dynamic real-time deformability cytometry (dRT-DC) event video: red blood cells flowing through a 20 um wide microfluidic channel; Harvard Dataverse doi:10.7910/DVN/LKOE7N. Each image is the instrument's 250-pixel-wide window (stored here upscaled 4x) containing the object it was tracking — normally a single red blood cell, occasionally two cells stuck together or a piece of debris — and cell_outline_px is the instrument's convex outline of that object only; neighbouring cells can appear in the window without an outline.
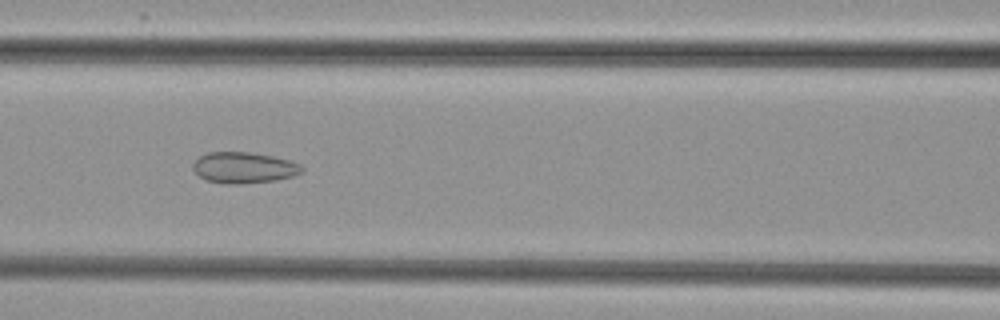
{"species": "common noctule bat (a hibernating species)", "species_latin": "Nyctalus noctula", "temperature_condition": "cold", "stored_images_in_passage": 46, "camera_frame_rate_fps": 3000, "um_per_image_px": 0.085, "animal": {"sex": "female", "body_mass_g": 29.2, "forearm_length_mm": 56.3}, "frame": {"image": 1, "passage_image": 16, "time_ms": 5.0, "image_size_px": [1000, 320], "cell_outline_px": [[304, 172], [292, 176], [276, 180], [244, 184], [224, 184], [204, 180], [192, 168], [192, 164], [200, 156], [208, 152], [248, 152], [272, 156], [288, 160], [300, 164], [304, 168]], "centroid_in_image_um": [20.72, 14.26], "position_along_channel_um": 145.9, "area_um2": 19.83}}
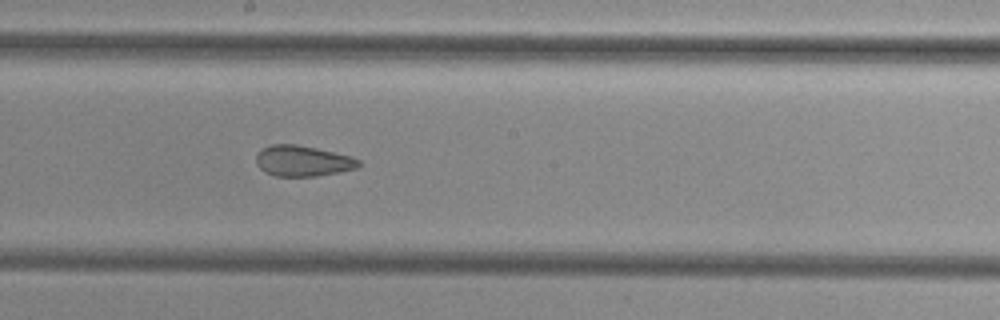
{"frame": {"image": 2, "passage_image": 22, "time_ms": 7.0, "image_size_px": [1000, 320], "cell_outline_px": [[360, 168], [340, 172], [316, 176], [276, 176], [264, 172], [256, 164], [256, 156], [264, 148], [272, 144], [296, 144], [316, 148], [352, 156], [360, 160]], "centroid_in_image_um": [25.77, 13.69], "position_along_channel_um": 222.4, "area_um2": 18.44}}
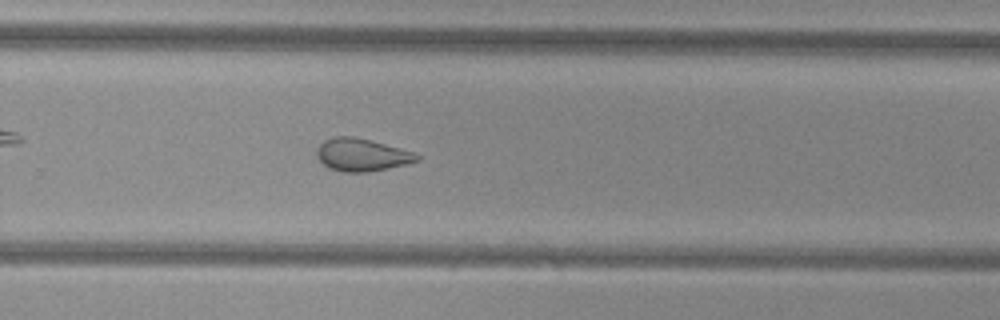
{"frame": {"image": 3, "passage_image": 28, "time_ms": 9.0, "image_size_px": [1000, 320], "cell_outline_px": [[420, 160], [408, 164], [368, 172], [344, 172], [328, 168], [316, 156], [316, 148], [324, 140], [332, 136], [352, 136], [400, 148], [412, 152], [420, 156]], "centroid_in_image_um": [30.72, 13.16], "position_along_channel_um": 299.1, "area_um2": 19.02}, "authors_computed_cell_mechanics": {"area_um2": 20.6635, "velocity_mm_per_s": 3.8437, "shape_relaxation_time_tau1_ms": null, "shape_relaxation_time_tau2_ms": 1.9438, "deformation_change_tau1": null, "deformation_change_tau2": 0.094}}